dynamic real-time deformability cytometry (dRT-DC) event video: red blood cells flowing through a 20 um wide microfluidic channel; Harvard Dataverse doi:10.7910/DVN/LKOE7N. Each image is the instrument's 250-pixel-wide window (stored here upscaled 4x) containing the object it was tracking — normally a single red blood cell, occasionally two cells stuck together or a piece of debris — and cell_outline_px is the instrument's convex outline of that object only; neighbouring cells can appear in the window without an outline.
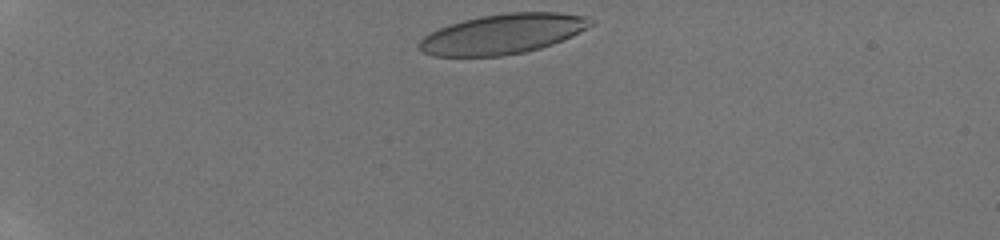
{"species": "human", "species_latin": "Homo sapiens", "temperature_condition": "room temperature", "stored_images_in_passage": 5, "camera_frame_rate_fps": 3000, "um_per_image_px": 0.085, "donor": {"sex": "male"}, "frame": {"image": 1, "passage_image": 1, "time_ms": 0.0, "image_size_px": [1000, 240], "cell_outline_px": [[596, 24], [572, 36], [552, 44], [540, 48], [524, 52], [504, 56], [432, 56], [420, 52], [416, 48], [416, 44], [424, 36], [448, 24], [480, 16], [508, 12], [556, 12], [588, 16], [596, 20]], "centroid_in_image_um": [42.74, 2.88], "position_along_channel_um": 42.3, "area_um2": 40.4}}
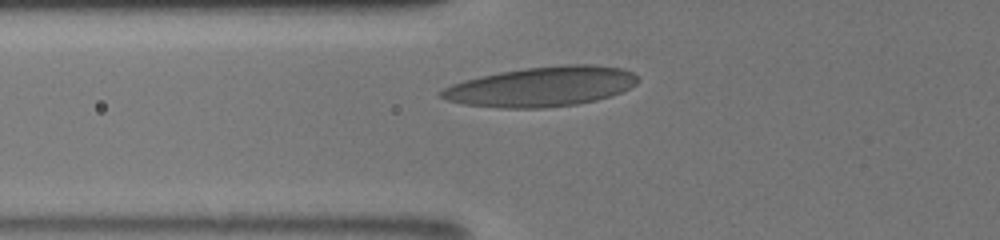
{"frame": {"image": 2, "passage_image": 5, "time_ms": 2.667, "image_size_px": [1000, 240], "cell_outline_px": [[640, 80], [636, 84], [620, 92], [596, 100], [576, 104], [544, 108], [500, 108], [464, 104], [448, 100], [440, 96], [440, 92], [444, 88], [452, 84], [464, 80], [480, 76], [500, 72], [524, 68], [564, 64], [596, 64], [620, 68], [632, 72]], "centroid_in_image_um": [46.03, 7.35], "position_along_channel_um": 79.8, "area_um2": 45.49}}